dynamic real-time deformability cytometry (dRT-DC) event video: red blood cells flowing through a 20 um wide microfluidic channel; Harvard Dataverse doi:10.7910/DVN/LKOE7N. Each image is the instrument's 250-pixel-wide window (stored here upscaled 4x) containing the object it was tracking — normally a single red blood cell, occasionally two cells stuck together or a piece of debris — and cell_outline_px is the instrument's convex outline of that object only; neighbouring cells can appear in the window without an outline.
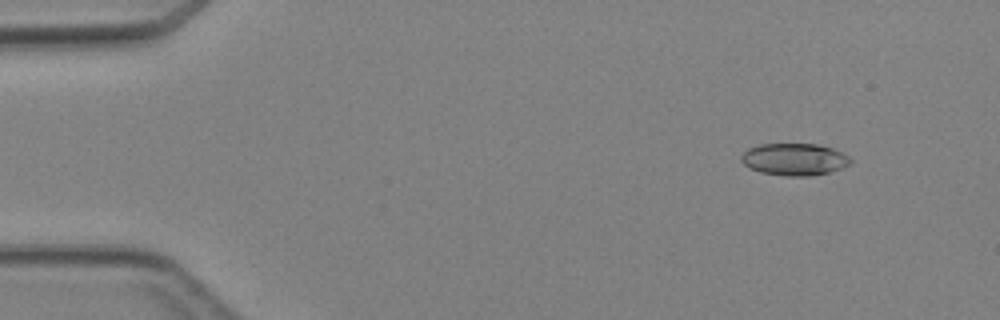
{"species": "Egyptian fruit bat (a non-hibernating species)", "species_latin": "Rousettus aegyptiacus", "temperature_condition": "cold", "stored_images_in_passage": 5, "camera_frame_rate_fps": 3000, "um_per_image_px": 0.085, "animal": {"sex": "female"}, "frame": {"image": 1, "passage_image": 2, "time_ms": 1.333, "image_size_px": [1000, 320], "cell_outline_px": [[852, 164], [828, 172], [808, 176], [788, 176], [760, 172], [744, 164], [740, 160], [740, 156], [748, 148], [760, 144], [816, 144], [832, 148], [844, 152], [852, 160]], "centroid_in_image_um": [67.53, 13.53], "position_along_channel_um": 17.5, "area_um2": 20.4}}
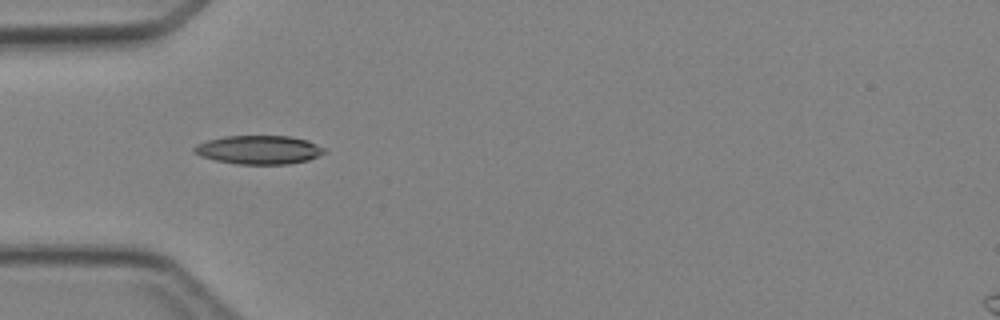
{"frame": {"image": 2, "passage_image": 5, "time_ms": 4.667, "image_size_px": [1000, 320], "cell_outline_px": [[324, 152], [308, 160], [288, 164], [236, 164], [216, 160], [200, 156], [192, 152], [192, 148], [196, 144], [208, 140], [224, 136], [288, 136], [308, 140], [324, 148]], "centroid_in_image_um": [21.95, 12.73], "position_along_channel_um": 63.1, "area_um2": 21.68}}